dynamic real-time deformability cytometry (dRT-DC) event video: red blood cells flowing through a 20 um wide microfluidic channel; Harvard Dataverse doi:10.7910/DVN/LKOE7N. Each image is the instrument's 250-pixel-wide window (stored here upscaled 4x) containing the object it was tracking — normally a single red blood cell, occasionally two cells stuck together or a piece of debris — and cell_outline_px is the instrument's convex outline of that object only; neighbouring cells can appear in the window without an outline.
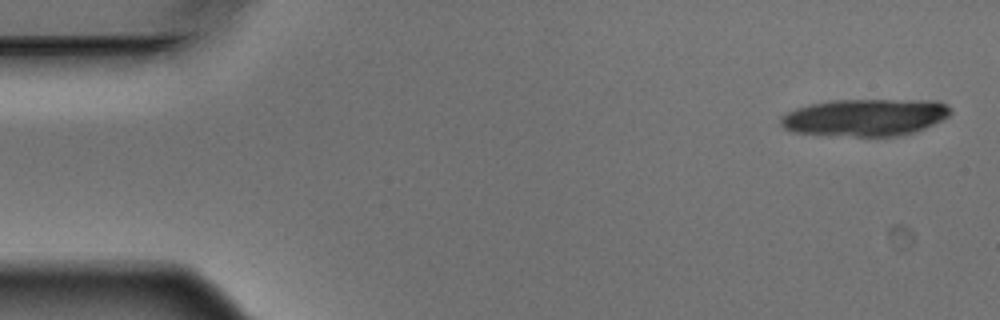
{"species": "Egyptian fruit bat (a non-hibernating species)", "species_latin": "Rousettus aegyptiacus", "temperature_condition": "warm", "stored_images_in_passage": 4, "camera_frame_rate_fps": 3000, "um_per_image_px": 0.085, "animal": {"sex": "male"}, "frame": {"image": 1, "passage_image": 1, "time_ms": 0.0, "image_size_px": [1000, 320], "cell_outline_px": [[952, 112], [948, 116], [916, 132], [900, 136], [856, 136], [792, 132], [784, 128], [780, 124], [780, 116], [796, 108], [808, 104], [828, 100], [940, 100], [952, 108]], "centroid_in_image_um": [73.55, 9.96], "position_along_channel_um": 11.5, "area_um2": 36.99}}